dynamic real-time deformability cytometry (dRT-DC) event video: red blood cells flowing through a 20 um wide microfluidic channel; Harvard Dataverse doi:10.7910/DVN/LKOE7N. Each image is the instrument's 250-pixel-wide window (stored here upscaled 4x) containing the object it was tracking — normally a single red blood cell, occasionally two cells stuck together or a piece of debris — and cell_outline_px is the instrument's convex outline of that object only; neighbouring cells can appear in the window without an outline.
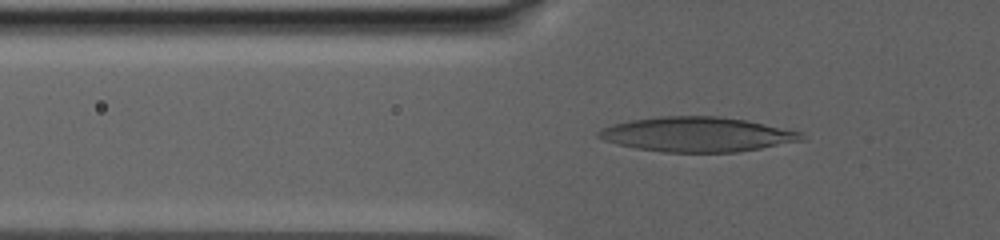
{"species": "human", "species_latin": "Homo sapiens", "temperature_condition": "warm", "stored_images_in_passage": 40, "camera_frame_rate_fps": 3000, "um_per_image_px": 0.085, "donor": {"sex": "male"}, "frame": {"image": 1, "passage_image": 11, "time_ms": 4.333, "image_size_px": [1000, 240], "cell_outline_px": [[804, 140], [740, 152], [660, 152], [636, 148], [616, 144], [604, 140], [596, 136], [596, 132], [600, 128], [632, 120], [660, 116], [716, 116], [744, 120], [764, 124], [800, 132], [804, 136]], "centroid_in_image_um": [59.21, 11.43], "position_along_channel_um": 66.6, "area_um2": 40.86}}
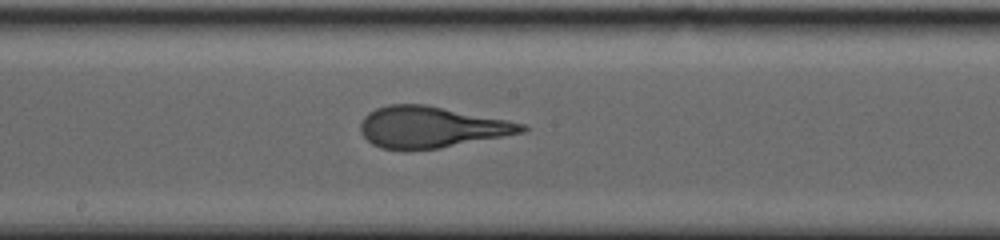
{"frame": {"image": 2, "passage_image": 25, "time_ms": 10.333, "image_size_px": [1000, 240], "cell_outline_px": [[528, 128], [524, 132], [440, 148], [404, 152], [380, 148], [372, 144], [360, 132], [360, 124], [364, 116], [368, 112], [376, 108], [388, 104], [424, 104], [524, 124]], "centroid_in_image_um": [36.55, 10.83], "position_along_channel_um": 211.6, "area_um2": 38.78}}
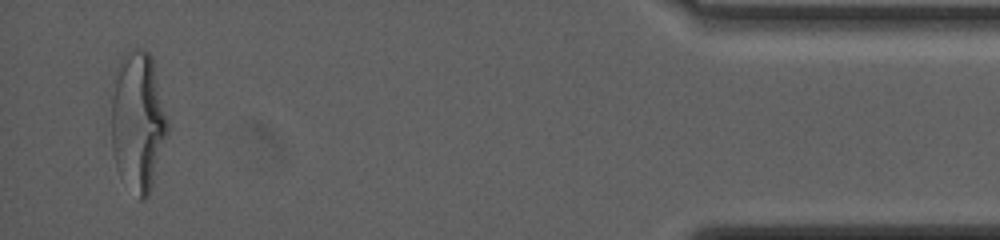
{"frame": {"image": 3, "passage_image": 40, "time_ms": 21.0, "image_size_px": [1000, 240], "cell_outline_px": [[168, 132], [152, 184], [148, 196], [144, 200], [140, 200], [116, 164], [112, 152], [112, 96], [120, 56], [124, 52], [136, 48], [144, 48], [152, 56], [168, 120]], "centroid_in_image_um": [11.74, 10.23], "position_along_channel_um": 423.5, "area_um2": 45.14}}